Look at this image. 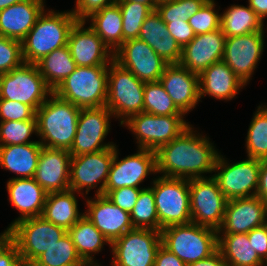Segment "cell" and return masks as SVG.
I'll list each match as a JSON object with an SVG mask.
<instances>
[{
  "label": "cell",
  "mask_w": 267,
  "mask_h": 266,
  "mask_svg": "<svg viewBox=\"0 0 267 266\" xmlns=\"http://www.w3.org/2000/svg\"><path fill=\"white\" fill-rule=\"evenodd\" d=\"M192 125L156 151L157 173L167 178L198 179L214 173L221 152ZM197 132V133H196Z\"/></svg>",
  "instance_id": "1"
},
{
  "label": "cell",
  "mask_w": 267,
  "mask_h": 266,
  "mask_svg": "<svg viewBox=\"0 0 267 266\" xmlns=\"http://www.w3.org/2000/svg\"><path fill=\"white\" fill-rule=\"evenodd\" d=\"M77 21L71 10L44 9L21 41L24 63L36 64L55 49L66 46L72 26Z\"/></svg>",
  "instance_id": "2"
},
{
  "label": "cell",
  "mask_w": 267,
  "mask_h": 266,
  "mask_svg": "<svg viewBox=\"0 0 267 266\" xmlns=\"http://www.w3.org/2000/svg\"><path fill=\"white\" fill-rule=\"evenodd\" d=\"M80 108L52 93L36 110L37 136L43 147L70 150Z\"/></svg>",
  "instance_id": "3"
},
{
  "label": "cell",
  "mask_w": 267,
  "mask_h": 266,
  "mask_svg": "<svg viewBox=\"0 0 267 266\" xmlns=\"http://www.w3.org/2000/svg\"><path fill=\"white\" fill-rule=\"evenodd\" d=\"M160 233L162 245L186 265L208 258L218 250V231L193 222L171 225Z\"/></svg>",
  "instance_id": "4"
},
{
  "label": "cell",
  "mask_w": 267,
  "mask_h": 266,
  "mask_svg": "<svg viewBox=\"0 0 267 266\" xmlns=\"http://www.w3.org/2000/svg\"><path fill=\"white\" fill-rule=\"evenodd\" d=\"M108 66L81 67L70 74L53 93L80 109L106 105Z\"/></svg>",
  "instance_id": "5"
},
{
  "label": "cell",
  "mask_w": 267,
  "mask_h": 266,
  "mask_svg": "<svg viewBox=\"0 0 267 266\" xmlns=\"http://www.w3.org/2000/svg\"><path fill=\"white\" fill-rule=\"evenodd\" d=\"M145 82L114 60L108 66L106 107L120 126L132 115L143 112Z\"/></svg>",
  "instance_id": "6"
},
{
  "label": "cell",
  "mask_w": 267,
  "mask_h": 266,
  "mask_svg": "<svg viewBox=\"0 0 267 266\" xmlns=\"http://www.w3.org/2000/svg\"><path fill=\"white\" fill-rule=\"evenodd\" d=\"M150 183L154 192L159 231L171 225L192 222L189 180L158 175Z\"/></svg>",
  "instance_id": "7"
},
{
  "label": "cell",
  "mask_w": 267,
  "mask_h": 266,
  "mask_svg": "<svg viewBox=\"0 0 267 266\" xmlns=\"http://www.w3.org/2000/svg\"><path fill=\"white\" fill-rule=\"evenodd\" d=\"M184 118L185 115L159 116L141 112L132 115L122 127L134 134L138 148L157 151L189 128L191 124Z\"/></svg>",
  "instance_id": "8"
},
{
  "label": "cell",
  "mask_w": 267,
  "mask_h": 266,
  "mask_svg": "<svg viewBox=\"0 0 267 266\" xmlns=\"http://www.w3.org/2000/svg\"><path fill=\"white\" fill-rule=\"evenodd\" d=\"M6 233L17 245L21 262L32 264L67 231L38 216L16 222Z\"/></svg>",
  "instance_id": "9"
},
{
  "label": "cell",
  "mask_w": 267,
  "mask_h": 266,
  "mask_svg": "<svg viewBox=\"0 0 267 266\" xmlns=\"http://www.w3.org/2000/svg\"><path fill=\"white\" fill-rule=\"evenodd\" d=\"M52 93L36 64L23 63L0 75V99L24 103L36 111Z\"/></svg>",
  "instance_id": "10"
},
{
  "label": "cell",
  "mask_w": 267,
  "mask_h": 266,
  "mask_svg": "<svg viewBox=\"0 0 267 266\" xmlns=\"http://www.w3.org/2000/svg\"><path fill=\"white\" fill-rule=\"evenodd\" d=\"M161 244L160 231L134 228L111 243L110 265L154 266Z\"/></svg>",
  "instance_id": "11"
},
{
  "label": "cell",
  "mask_w": 267,
  "mask_h": 266,
  "mask_svg": "<svg viewBox=\"0 0 267 266\" xmlns=\"http://www.w3.org/2000/svg\"><path fill=\"white\" fill-rule=\"evenodd\" d=\"M224 157L219 154L212 175L224 196L228 200L256 196L261 160L247 157L230 163Z\"/></svg>",
  "instance_id": "12"
},
{
  "label": "cell",
  "mask_w": 267,
  "mask_h": 266,
  "mask_svg": "<svg viewBox=\"0 0 267 266\" xmlns=\"http://www.w3.org/2000/svg\"><path fill=\"white\" fill-rule=\"evenodd\" d=\"M113 158L114 146L94 153L72 156L69 188L84 198L96 187L95 195H104Z\"/></svg>",
  "instance_id": "13"
},
{
  "label": "cell",
  "mask_w": 267,
  "mask_h": 266,
  "mask_svg": "<svg viewBox=\"0 0 267 266\" xmlns=\"http://www.w3.org/2000/svg\"><path fill=\"white\" fill-rule=\"evenodd\" d=\"M192 222L218 230L224 219L228 199L219 189L217 181L209 176L189 180Z\"/></svg>",
  "instance_id": "14"
},
{
  "label": "cell",
  "mask_w": 267,
  "mask_h": 266,
  "mask_svg": "<svg viewBox=\"0 0 267 266\" xmlns=\"http://www.w3.org/2000/svg\"><path fill=\"white\" fill-rule=\"evenodd\" d=\"M113 117L106 106L80 109L75 138L69 150L71 156L94 153L115 146L114 142H104L110 132V119Z\"/></svg>",
  "instance_id": "15"
},
{
  "label": "cell",
  "mask_w": 267,
  "mask_h": 266,
  "mask_svg": "<svg viewBox=\"0 0 267 266\" xmlns=\"http://www.w3.org/2000/svg\"><path fill=\"white\" fill-rule=\"evenodd\" d=\"M118 146H114V158L110 166L104 195L122 187L143 188L141 183L149 175L156 176V151L137 148V153L119 159Z\"/></svg>",
  "instance_id": "16"
},
{
  "label": "cell",
  "mask_w": 267,
  "mask_h": 266,
  "mask_svg": "<svg viewBox=\"0 0 267 266\" xmlns=\"http://www.w3.org/2000/svg\"><path fill=\"white\" fill-rule=\"evenodd\" d=\"M265 31L227 37L223 61L245 85L250 83L264 52ZM249 82V83H248Z\"/></svg>",
  "instance_id": "17"
},
{
  "label": "cell",
  "mask_w": 267,
  "mask_h": 266,
  "mask_svg": "<svg viewBox=\"0 0 267 266\" xmlns=\"http://www.w3.org/2000/svg\"><path fill=\"white\" fill-rule=\"evenodd\" d=\"M113 60L145 83L159 81L168 65L139 38L124 41L113 53Z\"/></svg>",
  "instance_id": "18"
},
{
  "label": "cell",
  "mask_w": 267,
  "mask_h": 266,
  "mask_svg": "<svg viewBox=\"0 0 267 266\" xmlns=\"http://www.w3.org/2000/svg\"><path fill=\"white\" fill-rule=\"evenodd\" d=\"M85 24V20H77L70 30L67 45L73 60L81 67L109 66L113 53Z\"/></svg>",
  "instance_id": "19"
},
{
  "label": "cell",
  "mask_w": 267,
  "mask_h": 266,
  "mask_svg": "<svg viewBox=\"0 0 267 266\" xmlns=\"http://www.w3.org/2000/svg\"><path fill=\"white\" fill-rule=\"evenodd\" d=\"M267 223V206L264 199L251 196L230 199L218 234L248 233Z\"/></svg>",
  "instance_id": "20"
},
{
  "label": "cell",
  "mask_w": 267,
  "mask_h": 266,
  "mask_svg": "<svg viewBox=\"0 0 267 266\" xmlns=\"http://www.w3.org/2000/svg\"><path fill=\"white\" fill-rule=\"evenodd\" d=\"M85 201L84 215L111 243L134 229L130 213L113 204L106 195L85 197Z\"/></svg>",
  "instance_id": "21"
},
{
  "label": "cell",
  "mask_w": 267,
  "mask_h": 266,
  "mask_svg": "<svg viewBox=\"0 0 267 266\" xmlns=\"http://www.w3.org/2000/svg\"><path fill=\"white\" fill-rule=\"evenodd\" d=\"M225 40L226 36L221 28L195 35L194 39L182 48L179 64L200 75L213 63L223 59Z\"/></svg>",
  "instance_id": "22"
},
{
  "label": "cell",
  "mask_w": 267,
  "mask_h": 266,
  "mask_svg": "<svg viewBox=\"0 0 267 266\" xmlns=\"http://www.w3.org/2000/svg\"><path fill=\"white\" fill-rule=\"evenodd\" d=\"M159 81L183 114L187 115L200 102L199 75L186 67L168 64Z\"/></svg>",
  "instance_id": "23"
},
{
  "label": "cell",
  "mask_w": 267,
  "mask_h": 266,
  "mask_svg": "<svg viewBox=\"0 0 267 266\" xmlns=\"http://www.w3.org/2000/svg\"><path fill=\"white\" fill-rule=\"evenodd\" d=\"M71 157L68 150L42 146L34 180L47 193L69 190Z\"/></svg>",
  "instance_id": "24"
},
{
  "label": "cell",
  "mask_w": 267,
  "mask_h": 266,
  "mask_svg": "<svg viewBox=\"0 0 267 266\" xmlns=\"http://www.w3.org/2000/svg\"><path fill=\"white\" fill-rule=\"evenodd\" d=\"M6 183L8 201L20 215L3 232L20 220L41 216L48 194L34 178H9Z\"/></svg>",
  "instance_id": "25"
},
{
  "label": "cell",
  "mask_w": 267,
  "mask_h": 266,
  "mask_svg": "<svg viewBox=\"0 0 267 266\" xmlns=\"http://www.w3.org/2000/svg\"><path fill=\"white\" fill-rule=\"evenodd\" d=\"M245 86L223 60L218 61L199 75L200 102L206 95L216 100H232Z\"/></svg>",
  "instance_id": "26"
},
{
  "label": "cell",
  "mask_w": 267,
  "mask_h": 266,
  "mask_svg": "<svg viewBox=\"0 0 267 266\" xmlns=\"http://www.w3.org/2000/svg\"><path fill=\"white\" fill-rule=\"evenodd\" d=\"M45 7V0H23L0 10V35L22 41Z\"/></svg>",
  "instance_id": "27"
},
{
  "label": "cell",
  "mask_w": 267,
  "mask_h": 266,
  "mask_svg": "<svg viewBox=\"0 0 267 266\" xmlns=\"http://www.w3.org/2000/svg\"><path fill=\"white\" fill-rule=\"evenodd\" d=\"M138 38L146 42L167 64H179L182 48L170 36L165 22L156 10L144 20Z\"/></svg>",
  "instance_id": "28"
},
{
  "label": "cell",
  "mask_w": 267,
  "mask_h": 266,
  "mask_svg": "<svg viewBox=\"0 0 267 266\" xmlns=\"http://www.w3.org/2000/svg\"><path fill=\"white\" fill-rule=\"evenodd\" d=\"M42 145L34 143L0 146V167L13 172L12 178H34Z\"/></svg>",
  "instance_id": "29"
},
{
  "label": "cell",
  "mask_w": 267,
  "mask_h": 266,
  "mask_svg": "<svg viewBox=\"0 0 267 266\" xmlns=\"http://www.w3.org/2000/svg\"><path fill=\"white\" fill-rule=\"evenodd\" d=\"M77 196L79 193L71 189L48 193L41 217L68 231L84 215Z\"/></svg>",
  "instance_id": "30"
},
{
  "label": "cell",
  "mask_w": 267,
  "mask_h": 266,
  "mask_svg": "<svg viewBox=\"0 0 267 266\" xmlns=\"http://www.w3.org/2000/svg\"><path fill=\"white\" fill-rule=\"evenodd\" d=\"M218 250L227 266H266L247 233L218 234Z\"/></svg>",
  "instance_id": "31"
},
{
  "label": "cell",
  "mask_w": 267,
  "mask_h": 266,
  "mask_svg": "<svg viewBox=\"0 0 267 266\" xmlns=\"http://www.w3.org/2000/svg\"><path fill=\"white\" fill-rule=\"evenodd\" d=\"M76 251L86 264L98 263L96 254L102 251L104 245L111 242L83 215L68 231ZM93 255V256H92Z\"/></svg>",
  "instance_id": "32"
},
{
  "label": "cell",
  "mask_w": 267,
  "mask_h": 266,
  "mask_svg": "<svg viewBox=\"0 0 267 266\" xmlns=\"http://www.w3.org/2000/svg\"><path fill=\"white\" fill-rule=\"evenodd\" d=\"M85 21L112 53L122 45L123 19L117 3L92 13Z\"/></svg>",
  "instance_id": "33"
},
{
  "label": "cell",
  "mask_w": 267,
  "mask_h": 266,
  "mask_svg": "<svg viewBox=\"0 0 267 266\" xmlns=\"http://www.w3.org/2000/svg\"><path fill=\"white\" fill-rule=\"evenodd\" d=\"M221 14L220 28L227 37L241 36L253 32L264 31V22L247 5L228 6Z\"/></svg>",
  "instance_id": "34"
},
{
  "label": "cell",
  "mask_w": 267,
  "mask_h": 266,
  "mask_svg": "<svg viewBox=\"0 0 267 266\" xmlns=\"http://www.w3.org/2000/svg\"><path fill=\"white\" fill-rule=\"evenodd\" d=\"M48 87L54 91L76 69L68 45L55 49L36 63Z\"/></svg>",
  "instance_id": "35"
},
{
  "label": "cell",
  "mask_w": 267,
  "mask_h": 266,
  "mask_svg": "<svg viewBox=\"0 0 267 266\" xmlns=\"http://www.w3.org/2000/svg\"><path fill=\"white\" fill-rule=\"evenodd\" d=\"M246 140V154L249 158L267 159V105L257 106L253 113Z\"/></svg>",
  "instance_id": "36"
},
{
  "label": "cell",
  "mask_w": 267,
  "mask_h": 266,
  "mask_svg": "<svg viewBox=\"0 0 267 266\" xmlns=\"http://www.w3.org/2000/svg\"><path fill=\"white\" fill-rule=\"evenodd\" d=\"M32 264L34 266H84L86 263L78 255L71 237L66 233Z\"/></svg>",
  "instance_id": "37"
},
{
  "label": "cell",
  "mask_w": 267,
  "mask_h": 266,
  "mask_svg": "<svg viewBox=\"0 0 267 266\" xmlns=\"http://www.w3.org/2000/svg\"><path fill=\"white\" fill-rule=\"evenodd\" d=\"M130 217L134 228L159 231L154 192L151 186L141 189Z\"/></svg>",
  "instance_id": "38"
},
{
  "label": "cell",
  "mask_w": 267,
  "mask_h": 266,
  "mask_svg": "<svg viewBox=\"0 0 267 266\" xmlns=\"http://www.w3.org/2000/svg\"><path fill=\"white\" fill-rule=\"evenodd\" d=\"M143 112L154 115H185L174 104L160 81L146 82Z\"/></svg>",
  "instance_id": "39"
},
{
  "label": "cell",
  "mask_w": 267,
  "mask_h": 266,
  "mask_svg": "<svg viewBox=\"0 0 267 266\" xmlns=\"http://www.w3.org/2000/svg\"><path fill=\"white\" fill-rule=\"evenodd\" d=\"M123 19L122 43L138 38L144 20L153 11L148 5L128 0H118Z\"/></svg>",
  "instance_id": "40"
},
{
  "label": "cell",
  "mask_w": 267,
  "mask_h": 266,
  "mask_svg": "<svg viewBox=\"0 0 267 266\" xmlns=\"http://www.w3.org/2000/svg\"><path fill=\"white\" fill-rule=\"evenodd\" d=\"M32 134L37 135V120L0 122V146L34 143Z\"/></svg>",
  "instance_id": "41"
},
{
  "label": "cell",
  "mask_w": 267,
  "mask_h": 266,
  "mask_svg": "<svg viewBox=\"0 0 267 266\" xmlns=\"http://www.w3.org/2000/svg\"><path fill=\"white\" fill-rule=\"evenodd\" d=\"M208 0H172L156 6L164 22L188 21Z\"/></svg>",
  "instance_id": "42"
},
{
  "label": "cell",
  "mask_w": 267,
  "mask_h": 266,
  "mask_svg": "<svg viewBox=\"0 0 267 266\" xmlns=\"http://www.w3.org/2000/svg\"><path fill=\"white\" fill-rule=\"evenodd\" d=\"M215 0H208L202 8L188 19L195 35L220 29L221 14Z\"/></svg>",
  "instance_id": "43"
},
{
  "label": "cell",
  "mask_w": 267,
  "mask_h": 266,
  "mask_svg": "<svg viewBox=\"0 0 267 266\" xmlns=\"http://www.w3.org/2000/svg\"><path fill=\"white\" fill-rule=\"evenodd\" d=\"M24 63L21 41L0 35V75Z\"/></svg>",
  "instance_id": "44"
},
{
  "label": "cell",
  "mask_w": 267,
  "mask_h": 266,
  "mask_svg": "<svg viewBox=\"0 0 267 266\" xmlns=\"http://www.w3.org/2000/svg\"><path fill=\"white\" fill-rule=\"evenodd\" d=\"M36 120V111L29 105L0 99V122Z\"/></svg>",
  "instance_id": "45"
},
{
  "label": "cell",
  "mask_w": 267,
  "mask_h": 266,
  "mask_svg": "<svg viewBox=\"0 0 267 266\" xmlns=\"http://www.w3.org/2000/svg\"><path fill=\"white\" fill-rule=\"evenodd\" d=\"M142 188L122 187L109 191L107 198L120 209L131 213Z\"/></svg>",
  "instance_id": "46"
},
{
  "label": "cell",
  "mask_w": 267,
  "mask_h": 266,
  "mask_svg": "<svg viewBox=\"0 0 267 266\" xmlns=\"http://www.w3.org/2000/svg\"><path fill=\"white\" fill-rule=\"evenodd\" d=\"M19 250L13 239L6 233H0V266H19Z\"/></svg>",
  "instance_id": "47"
},
{
  "label": "cell",
  "mask_w": 267,
  "mask_h": 266,
  "mask_svg": "<svg viewBox=\"0 0 267 266\" xmlns=\"http://www.w3.org/2000/svg\"><path fill=\"white\" fill-rule=\"evenodd\" d=\"M118 0H76L72 13L75 15L77 20H85L92 13L100 10L101 8L113 5Z\"/></svg>",
  "instance_id": "48"
},
{
  "label": "cell",
  "mask_w": 267,
  "mask_h": 266,
  "mask_svg": "<svg viewBox=\"0 0 267 266\" xmlns=\"http://www.w3.org/2000/svg\"><path fill=\"white\" fill-rule=\"evenodd\" d=\"M170 36H172L181 48L189 44L195 37L188 21L165 22Z\"/></svg>",
  "instance_id": "49"
},
{
  "label": "cell",
  "mask_w": 267,
  "mask_h": 266,
  "mask_svg": "<svg viewBox=\"0 0 267 266\" xmlns=\"http://www.w3.org/2000/svg\"><path fill=\"white\" fill-rule=\"evenodd\" d=\"M250 243L259 257L267 262V223L252 229L247 233Z\"/></svg>",
  "instance_id": "50"
},
{
  "label": "cell",
  "mask_w": 267,
  "mask_h": 266,
  "mask_svg": "<svg viewBox=\"0 0 267 266\" xmlns=\"http://www.w3.org/2000/svg\"><path fill=\"white\" fill-rule=\"evenodd\" d=\"M154 266H186V264L161 244L156 254Z\"/></svg>",
  "instance_id": "51"
},
{
  "label": "cell",
  "mask_w": 267,
  "mask_h": 266,
  "mask_svg": "<svg viewBox=\"0 0 267 266\" xmlns=\"http://www.w3.org/2000/svg\"><path fill=\"white\" fill-rule=\"evenodd\" d=\"M186 266H227V264L223 259L221 252L217 250L208 258L187 264Z\"/></svg>",
  "instance_id": "52"
},
{
  "label": "cell",
  "mask_w": 267,
  "mask_h": 266,
  "mask_svg": "<svg viewBox=\"0 0 267 266\" xmlns=\"http://www.w3.org/2000/svg\"><path fill=\"white\" fill-rule=\"evenodd\" d=\"M257 196L261 199L267 196V159L261 160Z\"/></svg>",
  "instance_id": "53"
},
{
  "label": "cell",
  "mask_w": 267,
  "mask_h": 266,
  "mask_svg": "<svg viewBox=\"0 0 267 266\" xmlns=\"http://www.w3.org/2000/svg\"><path fill=\"white\" fill-rule=\"evenodd\" d=\"M249 7L262 19L265 21L267 17V0H248Z\"/></svg>",
  "instance_id": "54"
},
{
  "label": "cell",
  "mask_w": 267,
  "mask_h": 266,
  "mask_svg": "<svg viewBox=\"0 0 267 266\" xmlns=\"http://www.w3.org/2000/svg\"><path fill=\"white\" fill-rule=\"evenodd\" d=\"M22 1L23 0H0V10Z\"/></svg>",
  "instance_id": "55"
},
{
  "label": "cell",
  "mask_w": 267,
  "mask_h": 266,
  "mask_svg": "<svg viewBox=\"0 0 267 266\" xmlns=\"http://www.w3.org/2000/svg\"><path fill=\"white\" fill-rule=\"evenodd\" d=\"M128 1H134L137 3H143L145 5H148L153 11L156 9V4L154 0H128Z\"/></svg>",
  "instance_id": "56"
},
{
  "label": "cell",
  "mask_w": 267,
  "mask_h": 266,
  "mask_svg": "<svg viewBox=\"0 0 267 266\" xmlns=\"http://www.w3.org/2000/svg\"><path fill=\"white\" fill-rule=\"evenodd\" d=\"M154 1H155L156 6H158V5L162 4V3L170 2L172 0H154Z\"/></svg>",
  "instance_id": "57"
},
{
  "label": "cell",
  "mask_w": 267,
  "mask_h": 266,
  "mask_svg": "<svg viewBox=\"0 0 267 266\" xmlns=\"http://www.w3.org/2000/svg\"><path fill=\"white\" fill-rule=\"evenodd\" d=\"M100 265H101L100 263H92V264H85L84 266H100Z\"/></svg>",
  "instance_id": "58"
},
{
  "label": "cell",
  "mask_w": 267,
  "mask_h": 266,
  "mask_svg": "<svg viewBox=\"0 0 267 266\" xmlns=\"http://www.w3.org/2000/svg\"><path fill=\"white\" fill-rule=\"evenodd\" d=\"M19 266H34L33 264L21 263Z\"/></svg>",
  "instance_id": "59"
},
{
  "label": "cell",
  "mask_w": 267,
  "mask_h": 266,
  "mask_svg": "<svg viewBox=\"0 0 267 266\" xmlns=\"http://www.w3.org/2000/svg\"><path fill=\"white\" fill-rule=\"evenodd\" d=\"M264 202H265V204L267 206V196L264 198Z\"/></svg>",
  "instance_id": "60"
}]
</instances>
